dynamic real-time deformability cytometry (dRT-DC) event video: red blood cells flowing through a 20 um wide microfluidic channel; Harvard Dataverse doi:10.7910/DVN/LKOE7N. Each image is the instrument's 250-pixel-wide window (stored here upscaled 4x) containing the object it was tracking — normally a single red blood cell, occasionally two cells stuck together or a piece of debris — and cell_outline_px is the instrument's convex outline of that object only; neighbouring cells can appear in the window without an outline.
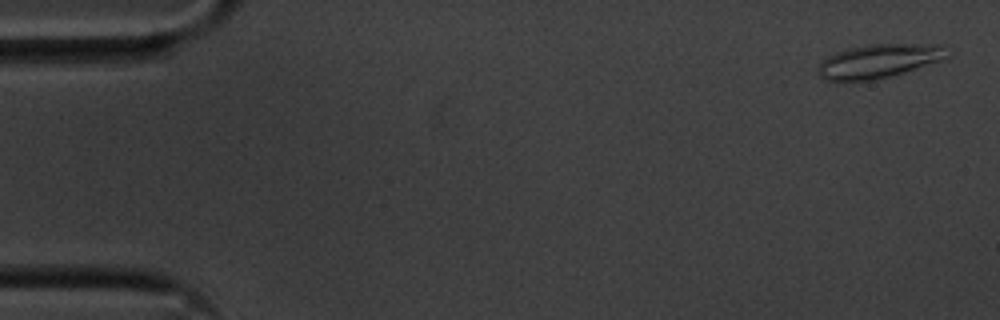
{"species": "common noctule bat (a hibernating species)", "species_latin": "Nyctalus noctula", "temperature_condition": "cold", "stored_images_in_passage": 55, "camera_frame_rate_fps": 3000, "um_per_image_px": 0.085, "animal": {"sex": "male", "body_mass_g": 20.1, "forearm_length_mm": 53.5}, "frame": {"image": 1, "passage_image": 2, "time_ms": 0.333, "image_size_px": [1000, 320], "cell_outline_px": [[956, 52], [952, 56], [904, 72], [876, 80], [824, 80], [816, 72], [816, 68], [828, 56], [836, 52], [848, 48], [868, 44], [940, 44]], "centroid_in_image_um": [74.77, 5.17], "position_along_channel_um": 10.2, "area_um2": 25.66}}
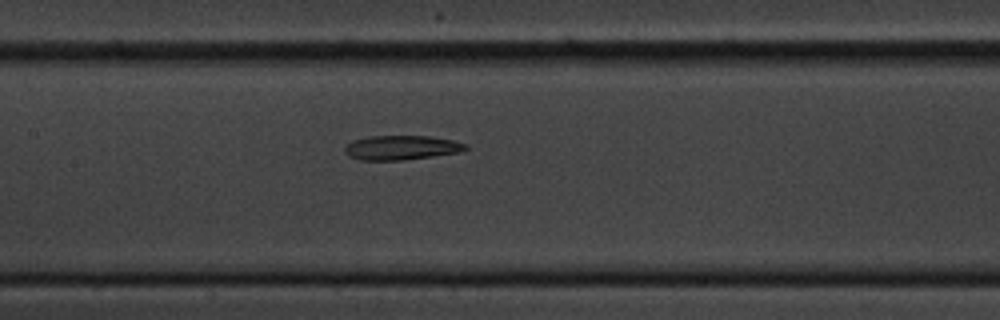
{"frame": {"image": 2, "passage_image": 26, "time_ms": 8.333, "image_size_px": [1000, 320], "cell_outline_px": [[468, 148], [456, 152], [432, 156], [404, 160], [360, 160], [348, 156], [344, 152], [344, 148], [352, 140], [368, 136], [428, 136], [452, 140], [468, 144]], "centroid_in_image_um": [34.06, 12.54], "position_along_channel_um": 173.3, "area_um2": 17.11}}
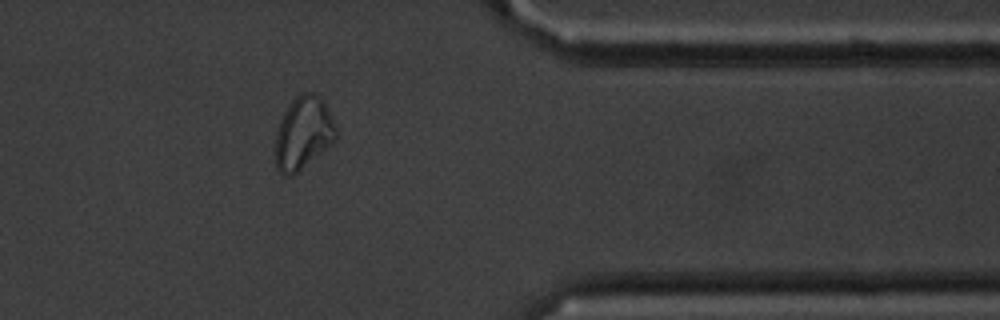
{"frame": {"image": 3, "passage_image": 45, "time_ms": 14.667, "image_size_px": [1000, 320], "cell_outline_px": [[336, 140], [332, 144], [296, 172], [288, 176], [284, 176], [276, 168], [276, 132], [280, 120], [284, 112], [292, 100], [296, 96], [304, 92], [312, 92], [320, 96], [324, 100], [336, 128]], "centroid_in_image_um": [25.78, 11.28], "position_along_channel_um": 385.6, "area_um2": 25.43}, "authors_computed_cell_mechanics": {"area_um2": 20.23, "velocity_mm_per_s": 3.5941, "shape_relaxation_time_tau1_ms": null, "shape_relaxation_time_tau2_ms": 2.6595, "deformation_change_tau1": null, "deformation_change_tau2": 0.1169}}